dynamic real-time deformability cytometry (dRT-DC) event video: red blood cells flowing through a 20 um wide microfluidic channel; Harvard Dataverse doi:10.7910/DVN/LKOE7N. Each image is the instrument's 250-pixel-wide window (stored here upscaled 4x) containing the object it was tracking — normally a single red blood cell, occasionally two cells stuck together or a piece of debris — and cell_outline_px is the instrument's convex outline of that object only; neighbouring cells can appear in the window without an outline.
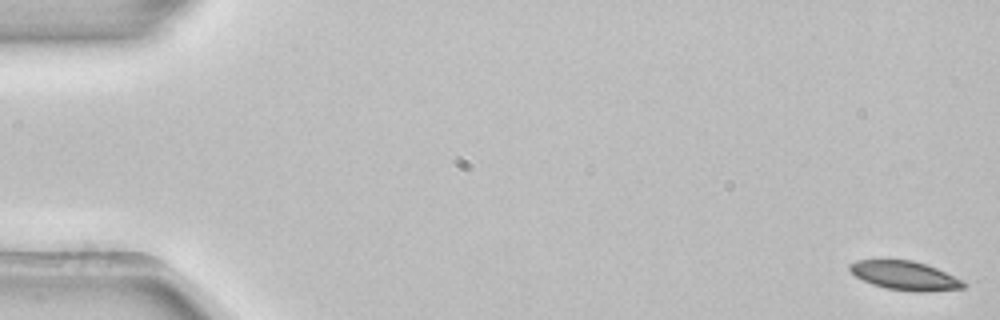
{"species": "common noctule bat (a hibernating species)", "species_latin": "Nyctalus noctula", "temperature_condition": "room temperature", "stored_images_in_passage": 4, "camera_frame_rate_fps": 3000, "um_per_image_px": 0.085, "animal": {"sex": "female", "body_mass_g": 22.7, "forearm_length_mm": 54.2}, "frame": {"image": 1, "passage_image": 1, "time_ms": 0.0, "image_size_px": [1000, 320], "cell_outline_px": [[968, 284], [964, 288], [920, 292], [916, 292], [888, 288], [872, 284], [856, 276], [848, 268], [848, 264], [856, 260], [912, 260], [936, 268], [964, 280]], "centroid_in_image_um": [76.94, 23.42], "position_along_channel_um": 8.1, "area_um2": 19.02}}
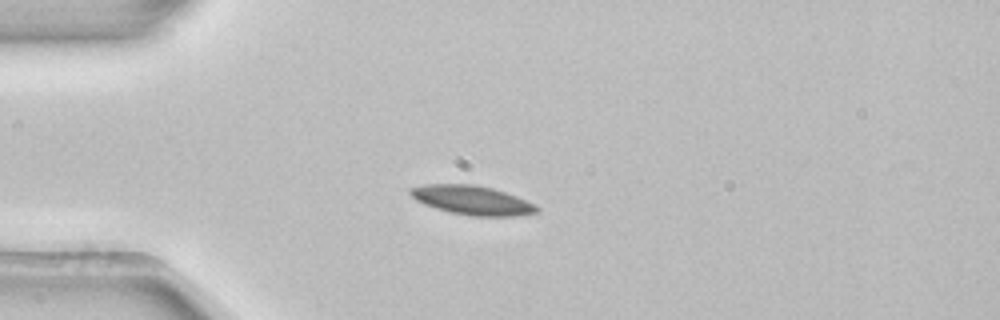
{"frame": {"image": 2, "passage_image": 4, "time_ms": 1.0, "image_size_px": [1000, 320], "cell_outline_px": [[540, 212], [516, 216], [472, 216], [448, 212], [424, 204], [416, 200], [408, 192], [408, 188], [424, 184], [472, 184], [492, 188], [516, 196], [536, 204], [540, 208]], "centroid_in_image_um": [40.14, 17.02], "position_along_channel_um": 44.9, "area_um2": 21.62}}